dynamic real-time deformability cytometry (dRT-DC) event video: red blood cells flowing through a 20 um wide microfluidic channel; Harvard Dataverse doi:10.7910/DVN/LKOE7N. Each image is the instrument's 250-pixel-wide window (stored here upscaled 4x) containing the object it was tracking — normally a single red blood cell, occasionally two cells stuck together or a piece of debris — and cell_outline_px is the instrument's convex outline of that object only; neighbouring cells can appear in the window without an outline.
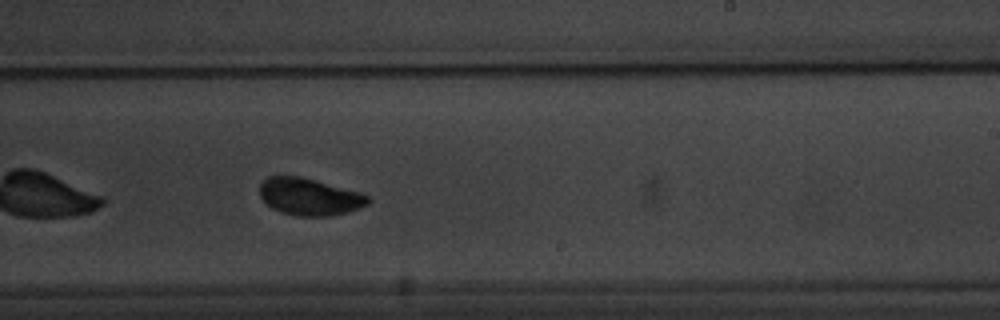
{"species": "common noctule bat (a hibernating species)", "species_latin": "Nyctalus noctula", "temperature_condition": "warm", "stored_images_in_passage": 11, "camera_frame_rate_fps": 3000, "um_per_image_px": 0.085, "animal": {"sex": "male", "body_mass_g": 20.1, "forearm_length_mm": 53.5}, "frame": {"image": 1, "passage_image": 11, "time_ms": 11.667, "image_size_px": [1000, 320], "cell_outline_px": [[372, 200], [368, 204], [360, 208], [348, 212], [328, 216], [296, 216], [280, 212], [264, 204], [260, 196], [260, 184], [268, 176], [300, 176], [360, 192], [368, 196]], "centroid_in_image_um": [26.29, 16.73], "position_along_channel_um": 262.7, "area_um2": 23.58}}